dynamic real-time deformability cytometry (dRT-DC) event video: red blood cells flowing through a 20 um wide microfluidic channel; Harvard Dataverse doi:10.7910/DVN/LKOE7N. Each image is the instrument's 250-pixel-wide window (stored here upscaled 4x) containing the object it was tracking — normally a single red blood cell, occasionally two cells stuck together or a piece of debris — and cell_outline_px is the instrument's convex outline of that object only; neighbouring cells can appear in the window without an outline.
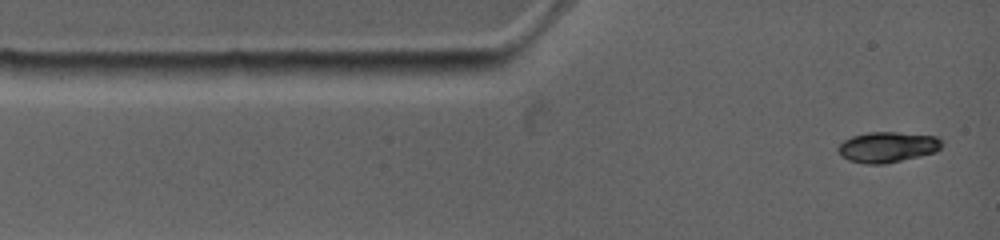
{"species": "common noctule bat (a hibernating species)", "species_latin": "Nyctalus noctula", "temperature_condition": "warm", "stored_images_in_passage": 2, "camera_frame_rate_fps": 4500, "um_per_image_px": 0.085, "animal": {"sex": "female", "body_mass_g": 19.0, "forearm_length_mm": 53.3}, "frame": {"image": 1, "passage_image": 2, "time_ms": 0.667, "image_size_px": [1000, 240], "cell_outline_px": [[944, 144], [936, 152], [920, 156], [884, 164], [864, 164], [848, 160], [840, 156], [836, 148], [844, 140], [852, 136], [872, 132], [892, 132], [936, 136]], "centroid_in_image_um": [75.41, 12.51], "position_along_channel_um": 9.6, "area_um2": 18.5}}